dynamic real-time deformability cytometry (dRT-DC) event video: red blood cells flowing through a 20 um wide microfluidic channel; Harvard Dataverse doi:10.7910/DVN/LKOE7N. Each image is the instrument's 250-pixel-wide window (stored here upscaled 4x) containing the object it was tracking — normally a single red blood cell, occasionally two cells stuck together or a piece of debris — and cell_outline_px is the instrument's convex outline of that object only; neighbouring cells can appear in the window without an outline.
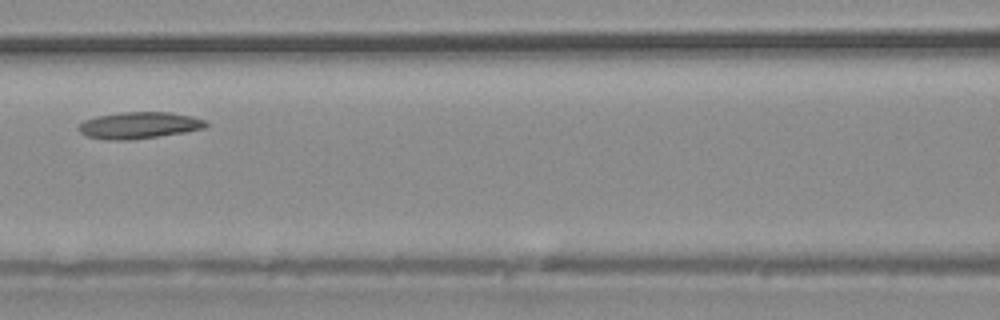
{"species": "common noctule bat (a hibernating species)", "species_latin": "Nyctalus noctula", "temperature_condition": "warm", "stored_images_in_passage": 12, "camera_frame_rate_fps": 3000, "um_per_image_px": 0.085, "animal": {"sex": "male", "body_mass_g": 20.4}, "frame": {"image": 1, "passage_image": 6, "time_ms": 1.667, "image_size_px": [1000, 320], "cell_outline_px": [[208, 124], [204, 128], [184, 132], [128, 140], [104, 140], [88, 136], [80, 132], [76, 128], [84, 120], [96, 116], [124, 112], [168, 112], [192, 116], [204, 120]], "centroid_in_image_um": [11.78, 10.65], "position_along_channel_um": 154.8, "area_um2": 19.59}}